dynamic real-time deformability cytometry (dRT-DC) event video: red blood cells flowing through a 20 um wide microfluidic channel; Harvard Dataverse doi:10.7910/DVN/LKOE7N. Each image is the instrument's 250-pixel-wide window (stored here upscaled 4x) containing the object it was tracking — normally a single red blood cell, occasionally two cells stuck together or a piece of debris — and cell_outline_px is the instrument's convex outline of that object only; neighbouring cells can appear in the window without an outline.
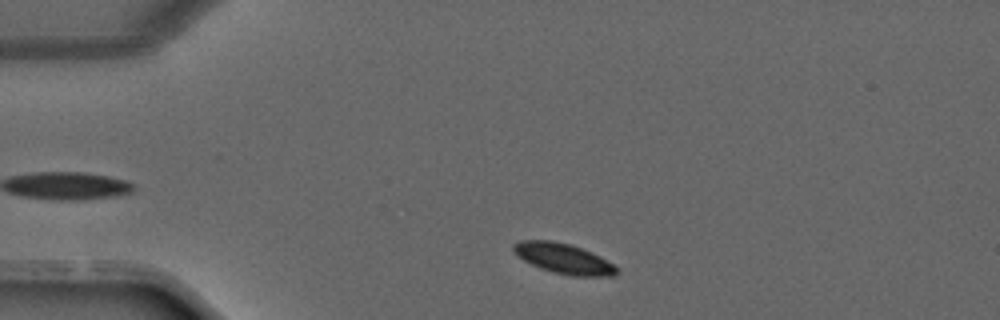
{"species": "common noctule bat (a hibernating species)", "species_latin": "Nyctalus noctula", "temperature_condition": "warm", "stored_images_in_passage": 26, "camera_frame_rate_fps": 3000, "um_per_image_px": 0.085, "animal": {"sex": "male", "forearm_length_mm": 52.5}, "frame": {"image": 1, "passage_image": 2, "time_ms": 0.333, "image_size_px": [1000, 320], "cell_outline_px": [[620, 272], [616, 276], [572, 276], [552, 272], [540, 268], [524, 260], [512, 248], [512, 244], [520, 240], [552, 240], [568, 244], [592, 252], [612, 264]], "centroid_in_image_um": [47.91, 21.98], "position_along_channel_um": 37.1, "area_um2": 17.98}}
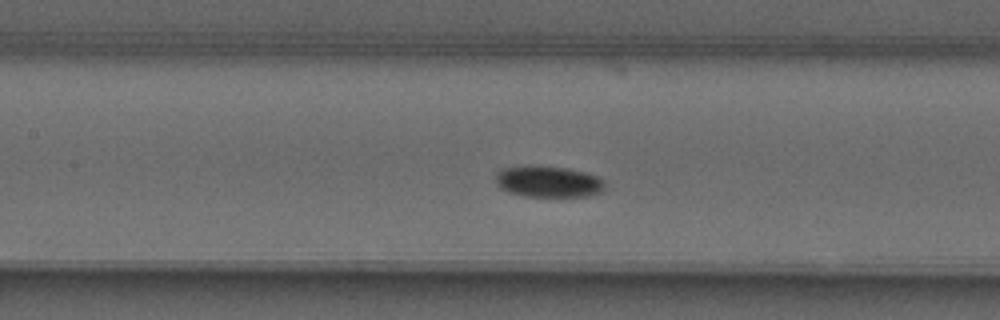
{"frame": {"image": 2, "passage_image": 12, "time_ms": 3.667, "image_size_px": [1000, 320], "cell_outline_px": [[604, 188], [600, 192], [588, 196], [524, 196], [508, 192], [500, 188], [496, 184], [496, 172], [504, 168], [532, 164], [568, 168], [584, 172], [596, 176], [604, 180]], "centroid_in_image_um": [46.57, 15.42], "position_along_channel_um": 160.8, "area_um2": 20.11}}
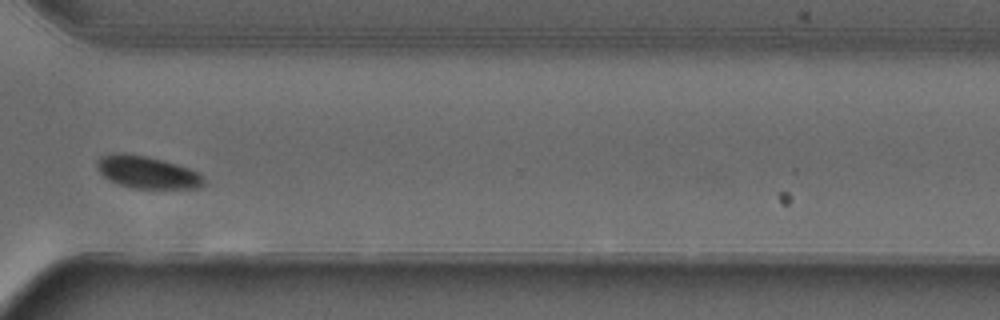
{"frame": {"image": 3, "passage_image": 24, "time_ms": 7.667, "image_size_px": [1000, 320], "cell_outline_px": [[204, 184], [200, 188], [132, 188], [108, 180], [96, 168], [96, 160], [100, 156], [120, 152], [124, 152], [144, 156], [176, 164], [200, 172], [204, 176]], "centroid_in_image_um": [12.5, 14.64], "position_along_channel_um": 358.1, "area_um2": 20.11}}